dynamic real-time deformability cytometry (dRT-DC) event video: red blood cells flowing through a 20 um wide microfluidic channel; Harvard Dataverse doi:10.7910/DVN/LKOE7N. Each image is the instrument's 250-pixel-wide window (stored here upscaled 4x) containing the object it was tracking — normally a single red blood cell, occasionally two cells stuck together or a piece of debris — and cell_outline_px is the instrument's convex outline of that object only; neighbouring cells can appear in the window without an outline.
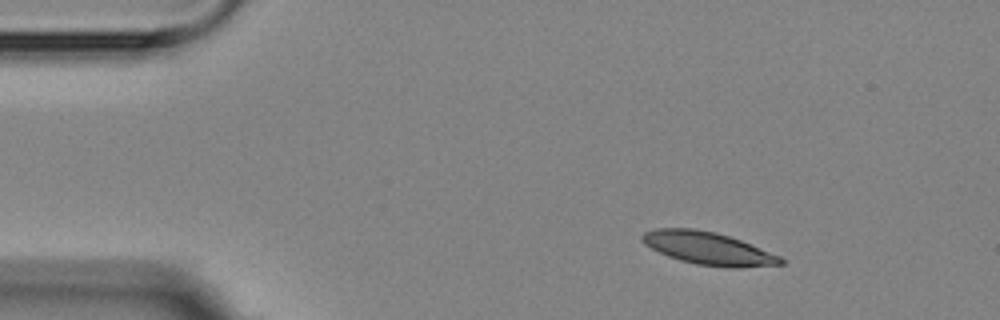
{"species": "Egyptian fruit bat (a non-hibernating species)", "species_latin": "Rousettus aegyptiacus", "temperature_condition": "room temperature", "stored_images_in_passage": 3, "camera_frame_rate_fps": 3000, "um_per_image_px": 0.085, "animal": {"sex": "female"}, "frame": {"image": 1, "passage_image": 1, "time_ms": 0.0, "image_size_px": [1000, 320], "cell_outline_px": [[784, 264], [740, 268], [728, 268], [696, 264], [680, 260], [668, 256], [644, 244], [640, 240], [640, 236], [644, 232], [656, 228], [696, 228], [716, 232], [740, 240], [780, 256], [784, 260]], "centroid_in_image_um": [60.18, 21.11], "position_along_channel_um": 24.8, "area_um2": 26.41}}